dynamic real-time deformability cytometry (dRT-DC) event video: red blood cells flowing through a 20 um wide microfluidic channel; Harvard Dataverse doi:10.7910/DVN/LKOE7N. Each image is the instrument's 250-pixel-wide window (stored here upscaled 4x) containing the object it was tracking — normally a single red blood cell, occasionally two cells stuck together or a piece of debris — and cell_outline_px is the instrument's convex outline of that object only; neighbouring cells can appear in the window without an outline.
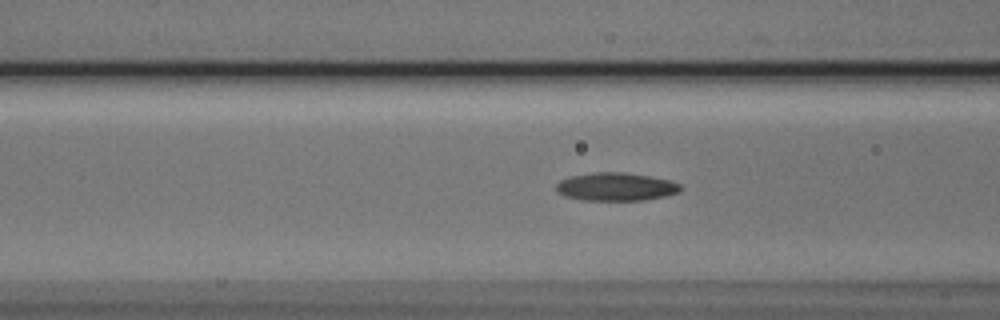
{"species": "Egyptian fruit bat (a non-hibernating species)", "species_latin": "Rousettus aegyptiacus", "temperature_condition": "cold", "stored_images_in_passage": 19, "camera_frame_rate_fps": 3000, "um_per_image_px": 0.085, "animal": {"sex": "male"}, "frame": {"image": 1, "passage_image": 11, "time_ms": 3.333, "image_size_px": [1000, 320], "cell_outline_px": [[684, 188], [680, 192], [664, 196], [644, 200], [580, 200], [564, 196], [556, 192], [556, 184], [560, 180], [572, 176], [596, 172], [624, 172], [648, 176], [668, 180], [680, 184]], "centroid_in_image_um": [52.34, 15.88], "position_along_channel_um": 114.3, "area_um2": 20.4}}
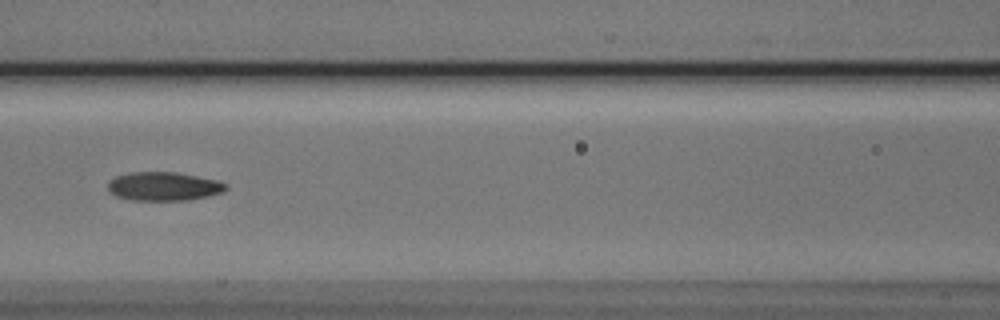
{"frame": {"image": 2, "passage_image": 14, "time_ms": 4.333, "image_size_px": [1000, 320], "cell_outline_px": [[228, 188], [224, 192], [208, 196], [188, 200], [132, 200], [116, 196], [108, 192], [108, 180], [116, 176], [132, 172], [176, 172], [220, 180], [228, 184]], "centroid_in_image_um": [13.94, 15.83], "position_along_channel_um": 152.7, "area_um2": 20.0}}
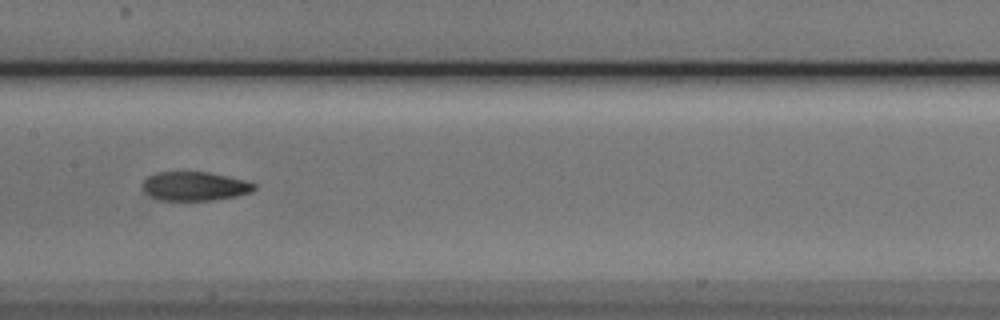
{"frame": {"image": 3, "passage_image": 17, "time_ms": 5.333, "image_size_px": [1000, 320], "cell_outline_px": [[256, 188], [252, 192], [236, 196], [212, 200], [160, 200], [144, 192], [140, 188], [140, 184], [148, 176], [156, 172], [208, 172], [244, 180], [256, 184]], "centroid_in_image_um": [16.51, 15.82], "position_along_channel_um": 190.9, "area_um2": 18.9}}